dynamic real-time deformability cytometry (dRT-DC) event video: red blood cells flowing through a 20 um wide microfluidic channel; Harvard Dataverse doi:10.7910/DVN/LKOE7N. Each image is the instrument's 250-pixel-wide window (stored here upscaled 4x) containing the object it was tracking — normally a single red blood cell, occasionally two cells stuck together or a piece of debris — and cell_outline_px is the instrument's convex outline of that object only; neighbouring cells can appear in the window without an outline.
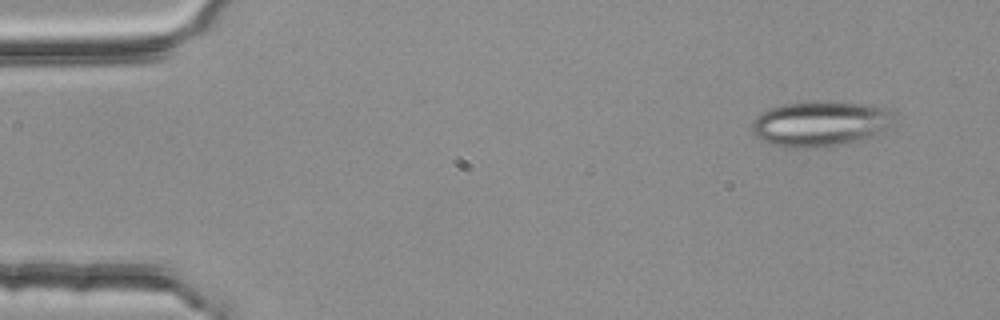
{"species": "common noctule bat (a hibernating species)", "species_latin": "Nyctalus noctula", "temperature_condition": "room temperature", "stored_images_in_passage": 50, "camera_frame_rate_fps": 3000, "um_per_image_px": 0.085, "animal": {"sex": "female", "body_mass_g": 25.1}, "frame": {"image": 1, "passage_image": 1, "time_ms": 0.0, "image_size_px": [1000, 320], "cell_outline_px": [[892, 112], [888, 124], [872, 136], [856, 140], [816, 148], [784, 148], [760, 140], [752, 132], [752, 120], [760, 112], [768, 108], [784, 104], [808, 100], [832, 100], [888, 108]], "centroid_in_image_um": [69.58, 10.49], "position_along_channel_um": 15.4, "area_um2": 37.45}}
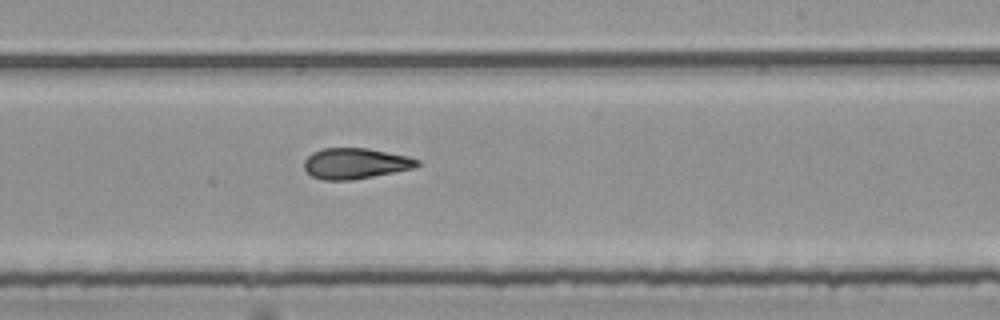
{"frame": {"image": 2, "passage_image": 29, "time_ms": 9.333, "image_size_px": [1000, 320], "cell_outline_px": [[420, 164], [412, 168], [352, 180], [324, 180], [312, 176], [304, 168], [304, 160], [312, 152], [324, 148], [368, 148], [408, 156], [420, 160]], "centroid_in_image_um": [30.18, 13.88], "position_along_channel_um": 258.8, "area_um2": 20.11}}
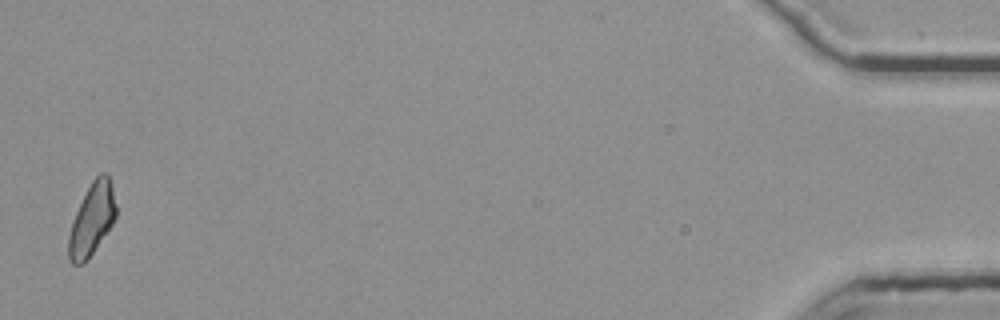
{"frame": {"image": 3, "passage_image": 50, "time_ms": 16.333, "image_size_px": [1000, 320], "cell_outline_px": [[116, 216], [112, 224], [88, 260], [84, 264], [72, 264], [68, 260], [68, 236], [76, 212], [92, 180], [100, 172], [108, 172], [112, 188], [116, 208]], "centroid_in_image_um": [7.81, 18.67], "position_along_channel_um": 427.4, "area_um2": 19.71}, "authors_computed_cell_mechanics": {"area_um2": 20.4901, "velocity_mm_per_s": 3.7812, "shape_relaxation_time_tau1_ms": null, "shape_relaxation_time_tau2_ms": 4.1482, "deformation_change_tau1": null, "deformation_change_tau2": 0.139}}